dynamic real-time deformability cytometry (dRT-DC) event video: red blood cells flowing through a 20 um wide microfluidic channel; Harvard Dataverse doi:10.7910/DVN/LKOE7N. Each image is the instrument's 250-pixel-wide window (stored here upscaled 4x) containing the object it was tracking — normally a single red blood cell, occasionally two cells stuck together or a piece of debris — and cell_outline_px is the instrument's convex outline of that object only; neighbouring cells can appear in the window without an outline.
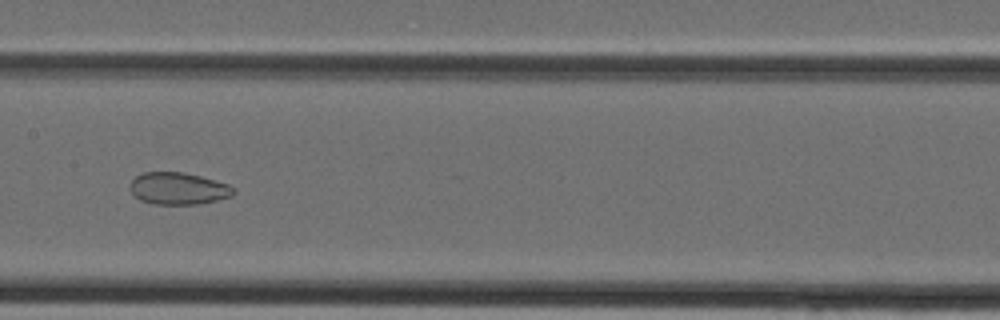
{"species": "Egyptian fruit bat (a non-hibernating species)", "species_latin": "Rousettus aegyptiacus", "temperature_condition": "cold", "stored_images_in_passage": 36, "camera_frame_rate_fps": 3000, "um_per_image_px": 0.085, "animal": {"sex": "female"}, "frame": {"image": 1, "passage_image": 16, "time_ms": 5.0, "image_size_px": [1000, 320], "cell_outline_px": [[236, 192], [232, 196], [216, 200], [196, 204], [156, 204], [140, 200], [128, 188], [128, 184], [136, 176], [144, 172], [184, 172], [200, 176], [228, 184], [236, 188]], "centroid_in_image_um": [15.15, 16.01], "position_along_channel_um": 192.2, "area_um2": 19.36}}
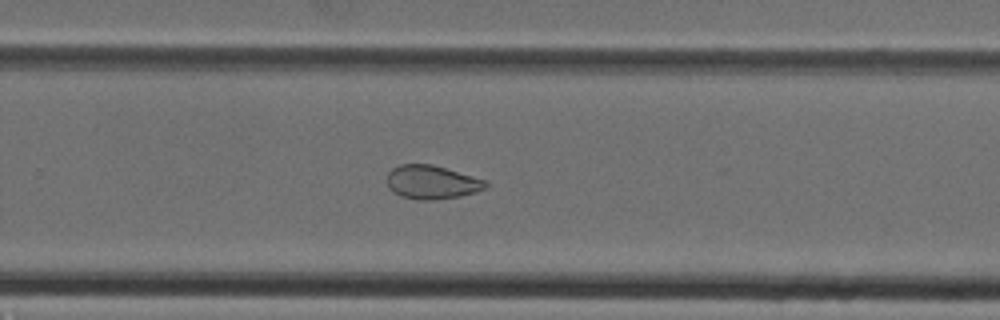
{"frame": {"image": 2, "passage_image": 22, "time_ms": 7.0, "image_size_px": [1000, 320], "cell_outline_px": [[488, 188], [476, 192], [460, 196], [432, 200], [416, 200], [400, 196], [392, 192], [388, 188], [388, 172], [392, 168], [400, 164], [432, 164], [484, 180], [488, 184]], "centroid_in_image_um": [36.67, 15.5], "position_along_channel_um": 293.1, "area_um2": 19.36}}
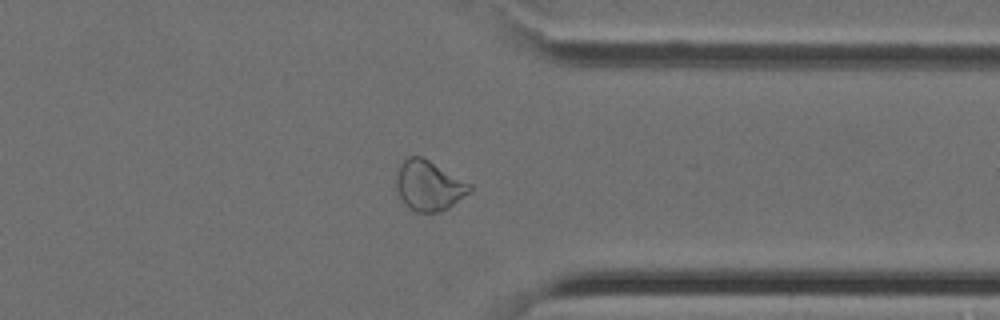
{"frame": {"image": 3, "passage_image": 27, "time_ms": 8.667, "image_size_px": [1000, 320], "cell_outline_px": [[472, 192], [448, 208], [436, 212], [416, 212], [404, 204], [396, 188], [396, 176], [400, 164], [408, 156], [420, 156], [428, 160], [472, 184]], "centroid_in_image_um": [36.47, 15.78], "position_along_channel_um": 374.9, "area_um2": 21.39}}